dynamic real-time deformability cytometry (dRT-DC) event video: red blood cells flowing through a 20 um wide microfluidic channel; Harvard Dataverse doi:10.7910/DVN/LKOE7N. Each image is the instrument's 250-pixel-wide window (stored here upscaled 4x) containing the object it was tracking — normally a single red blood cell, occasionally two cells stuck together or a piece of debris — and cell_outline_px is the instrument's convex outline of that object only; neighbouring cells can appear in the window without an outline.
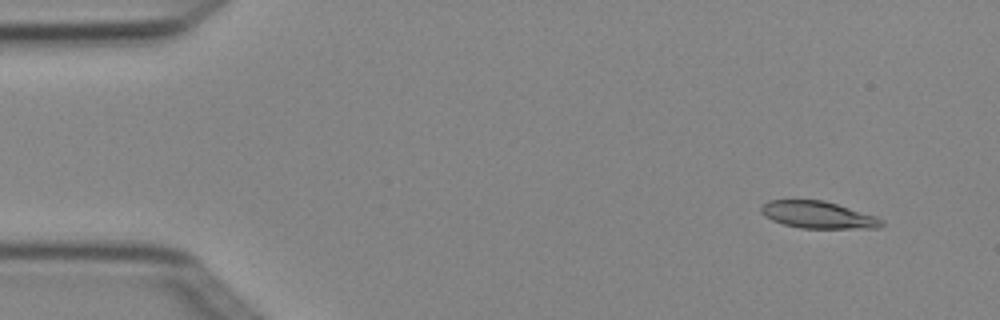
{"species": "Egyptian fruit bat (a non-hibernating species)", "species_latin": "Rousettus aegyptiacus", "temperature_condition": "cold", "stored_images_in_passage": 5, "camera_frame_rate_fps": 3000, "um_per_image_px": 0.085, "animal": {"sex": "female"}, "frame": {"image": 1, "passage_image": 2, "time_ms": 0.333, "image_size_px": [1000, 320], "cell_outline_px": [[884, 224], [880, 228], [800, 228], [784, 224], [772, 220], [764, 216], [760, 212], [760, 204], [768, 200], [824, 200], [876, 216], [884, 220]], "centroid_in_image_um": [69.51, 18.26], "position_along_channel_um": 15.5, "area_um2": 19.13}}
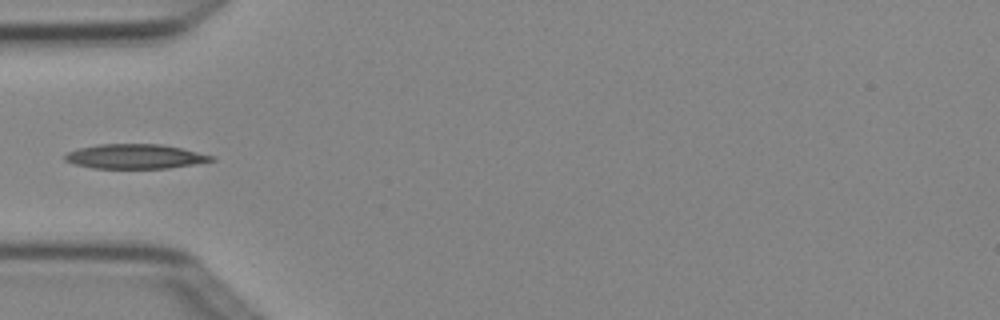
{"frame": {"image": 2, "passage_image": 4, "time_ms": 1.0, "image_size_px": [1000, 320], "cell_outline_px": [[216, 160], [196, 164], [168, 168], [92, 168], [72, 164], [64, 160], [64, 156], [68, 152], [80, 148], [100, 144], [160, 144], [180, 148], [216, 156]], "centroid_in_image_um": [11.5, 13.3], "position_along_channel_um": 73.5, "area_um2": 20.98}}
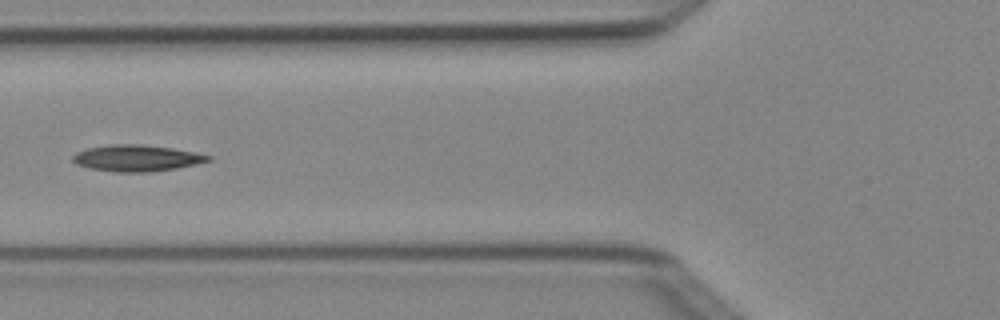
{"frame": {"image": 3, "passage_image": 5, "time_ms": 1.333, "image_size_px": [1000, 320], "cell_outline_px": [[212, 160], [196, 164], [176, 168], [148, 172], [116, 172], [92, 168], [76, 164], [72, 160], [72, 156], [76, 152], [88, 148], [108, 144], [140, 144], [172, 148], [212, 156]], "centroid_in_image_um": [11.6, 13.43], "position_along_channel_um": 114.2, "area_um2": 20.69}}